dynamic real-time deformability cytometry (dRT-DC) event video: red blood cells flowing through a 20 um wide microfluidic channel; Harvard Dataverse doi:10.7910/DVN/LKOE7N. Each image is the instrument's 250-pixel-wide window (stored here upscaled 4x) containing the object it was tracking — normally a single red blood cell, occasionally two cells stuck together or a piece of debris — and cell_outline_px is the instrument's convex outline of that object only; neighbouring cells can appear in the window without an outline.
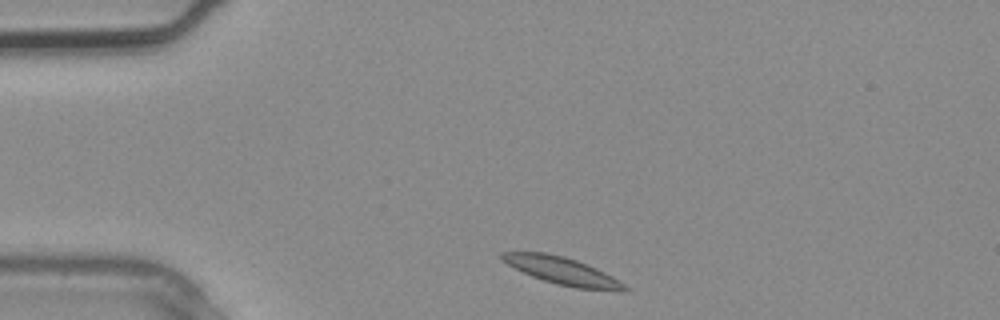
{"species": "common noctule bat (a hibernating species)", "species_latin": "Nyctalus noctula", "temperature_condition": "warm", "stored_images_in_passage": 1, "camera_frame_rate_fps": 3000, "um_per_image_px": 0.085, "animal": {"sex": "male", "body_mass_g": 20.4}, "frame": {"image": 1, "passage_image": 1, "time_ms": 0.0, "image_size_px": [1000, 320], "cell_outline_px": [[628, 292], [576, 288], [556, 284], [532, 276], [500, 260], [500, 252], [548, 252], [564, 256], [588, 264], [612, 276], [624, 284], [628, 288]], "centroid_in_image_um": [47.81, 23.02], "position_along_channel_um": 37.2, "area_um2": 19.59}}